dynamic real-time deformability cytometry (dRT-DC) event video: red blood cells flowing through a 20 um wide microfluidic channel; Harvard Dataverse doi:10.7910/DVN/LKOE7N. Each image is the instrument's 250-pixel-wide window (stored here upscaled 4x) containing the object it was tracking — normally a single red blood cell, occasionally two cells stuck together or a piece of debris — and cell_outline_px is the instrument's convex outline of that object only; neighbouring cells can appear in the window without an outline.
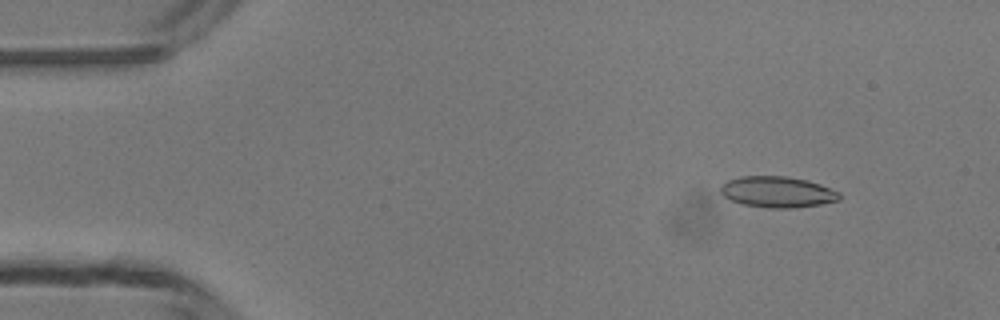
{"species": "common noctule bat (a hibernating species)", "species_latin": "Nyctalus noctula", "temperature_condition": "room temperature", "stored_images_in_passage": 5, "camera_frame_rate_fps": 3000, "um_per_image_px": 0.085, "animal": {"sex": "male", "body_mass_g": 13.3}, "frame": {"image": 1, "passage_image": 2, "time_ms": 1.333, "image_size_px": [1000, 320], "cell_outline_px": [[840, 200], [820, 204], [796, 208], [768, 208], [740, 204], [724, 196], [720, 192], [720, 188], [728, 180], [740, 176], [784, 176], [808, 180], [820, 184], [840, 192]], "centroid_in_image_um": [66.09, 16.32], "position_along_channel_um": 18.9, "area_um2": 21.56}}
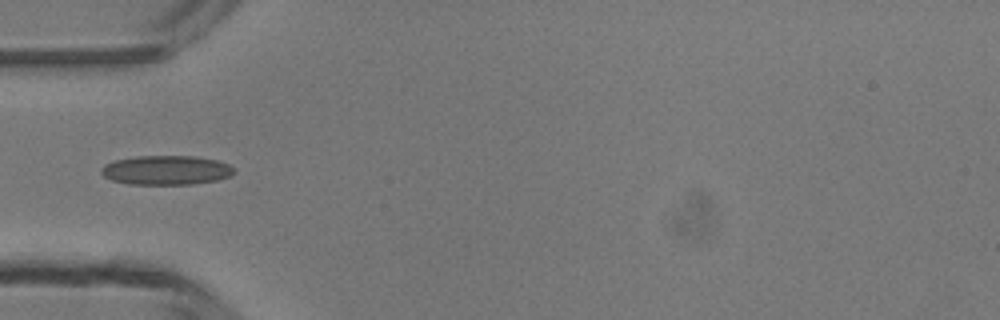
{"frame": {"image": 2, "passage_image": 5, "time_ms": 4.667, "image_size_px": [1000, 320], "cell_outline_px": [[236, 172], [232, 176], [216, 180], [192, 184], [128, 184], [112, 180], [104, 176], [100, 172], [100, 168], [104, 164], [112, 160], [136, 156], [196, 156], [216, 160], [228, 164]], "centroid_in_image_um": [14.1, 14.46], "position_along_channel_um": 70.9, "area_um2": 22.83}}